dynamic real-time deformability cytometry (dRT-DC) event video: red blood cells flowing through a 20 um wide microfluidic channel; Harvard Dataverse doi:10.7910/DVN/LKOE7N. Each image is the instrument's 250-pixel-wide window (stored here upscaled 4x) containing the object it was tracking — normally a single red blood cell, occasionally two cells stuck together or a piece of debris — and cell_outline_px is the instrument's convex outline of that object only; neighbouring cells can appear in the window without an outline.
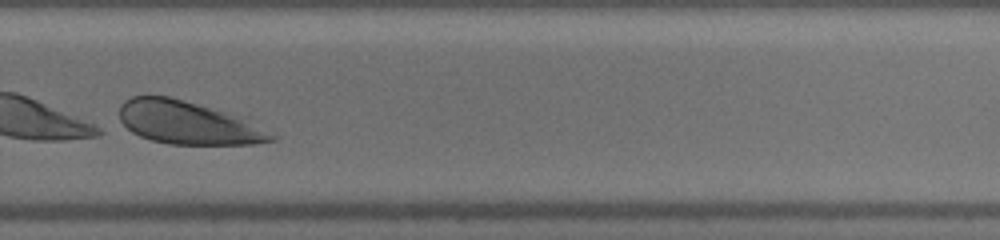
{"species": "human", "species_latin": "Homo sapiens", "temperature_condition": "warm", "stored_images_in_passage": 35, "camera_frame_rate_fps": 3000, "um_per_image_px": 0.085, "donor": {"sex": "male"}, "frame": {"image": 1, "passage_image": 23, "time_ms": 7.333, "image_size_px": [1000, 240], "cell_outline_px": [[276, 140], [256, 144], [168, 144], [152, 140], [140, 136], [132, 132], [120, 120], [120, 104], [124, 100], [132, 96], [168, 96], [224, 112], [236, 116], [276, 136]], "centroid_in_image_um": [15.89, 10.44], "position_along_channel_um": 313.9, "area_um2": 37.17}}
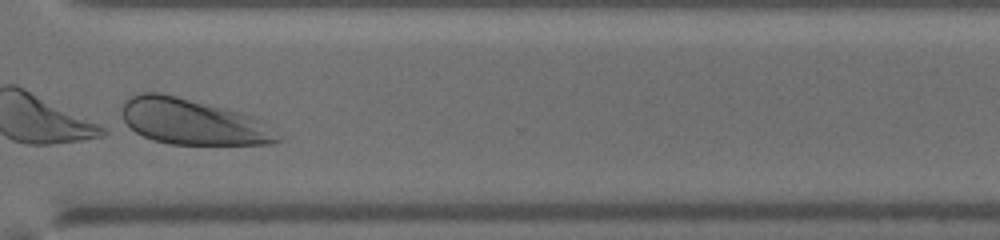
{"frame": {"image": 2, "passage_image": 26, "time_ms": 8.333, "image_size_px": [1000, 240], "cell_outline_px": [[284, 136], [280, 140], [268, 144], [172, 144], [152, 140], [136, 132], [124, 124], [120, 112], [120, 104], [128, 96], [140, 92], [160, 92], [224, 108], [252, 116]], "centroid_in_image_um": [16.29, 10.34], "position_along_channel_um": 354.3, "area_um2": 41.67}}